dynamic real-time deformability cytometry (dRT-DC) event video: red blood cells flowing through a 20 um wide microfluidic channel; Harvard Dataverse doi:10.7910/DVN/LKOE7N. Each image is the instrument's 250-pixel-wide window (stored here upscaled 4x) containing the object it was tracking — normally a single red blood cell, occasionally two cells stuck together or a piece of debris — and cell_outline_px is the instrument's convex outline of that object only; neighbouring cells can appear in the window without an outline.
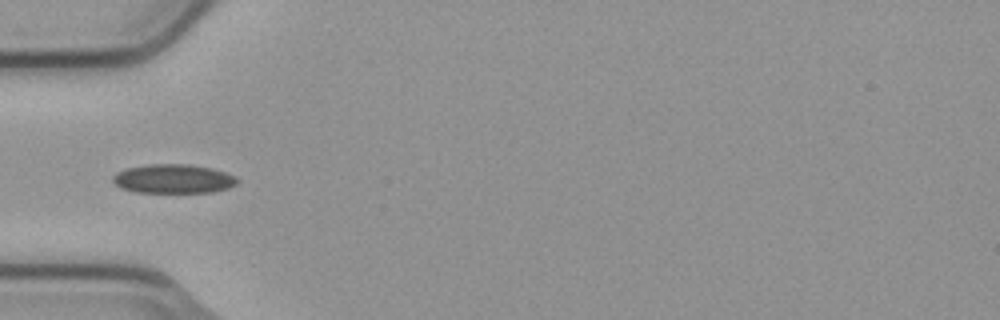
{"species": "common noctule bat (a hibernating species)", "species_latin": "Nyctalus noctula", "temperature_condition": "cold", "stored_images_in_passage": 8, "camera_frame_rate_fps": 3000, "um_per_image_px": 0.085, "animal": {"sex": "male", "body_mass_g": 23.1, "forearm_length_mm": 52.7}, "frame": {"image": 1, "passage_image": 5, "time_ms": 1.333, "image_size_px": [1000, 320], "cell_outline_px": [[240, 180], [236, 184], [228, 188], [212, 192], [136, 192], [120, 188], [112, 180], [112, 176], [116, 172], [124, 168], [148, 164], [188, 164], [212, 168], [236, 176]], "centroid_in_image_um": [14.72, 15.19], "position_along_channel_um": 70.3, "area_um2": 21.21}}
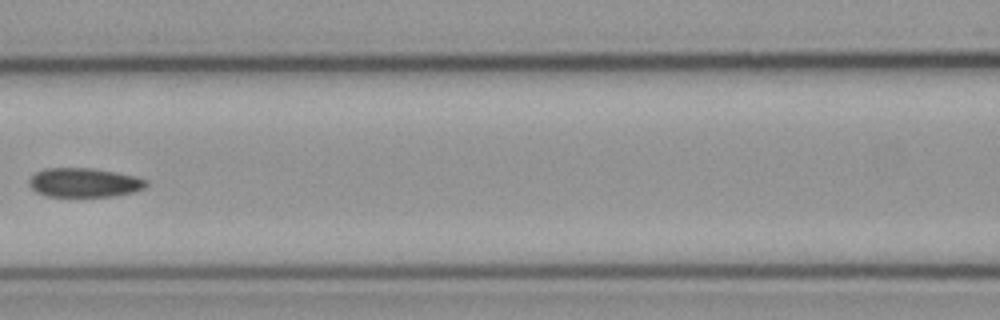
{"frame": {"image": 2, "passage_image": 7, "time_ms": 2.0, "image_size_px": [1000, 320], "cell_outline_px": [[148, 184], [144, 188], [132, 192], [112, 196], [44, 196], [36, 192], [28, 184], [28, 180], [36, 172], [44, 168], [92, 168], [136, 176], [148, 180]], "centroid_in_image_um": [7.14, 15.51], "position_along_channel_um": 159.5, "area_um2": 19.88}}
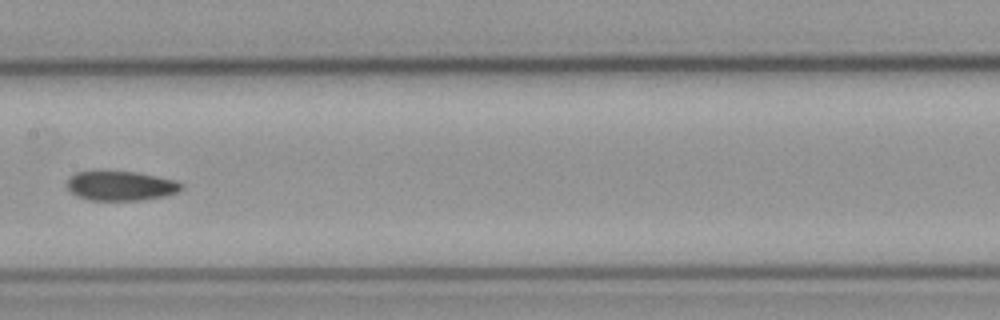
{"frame": {"image": 3, "passage_image": 8, "time_ms": 2.333, "image_size_px": [1000, 320], "cell_outline_px": [[184, 188], [180, 192], [168, 196], [144, 200], [92, 200], [80, 196], [72, 192], [68, 188], [68, 180], [76, 172], [136, 172], [176, 180], [184, 184]], "centroid_in_image_um": [10.39, 15.81], "position_along_channel_um": 197.0, "area_um2": 19.54}}